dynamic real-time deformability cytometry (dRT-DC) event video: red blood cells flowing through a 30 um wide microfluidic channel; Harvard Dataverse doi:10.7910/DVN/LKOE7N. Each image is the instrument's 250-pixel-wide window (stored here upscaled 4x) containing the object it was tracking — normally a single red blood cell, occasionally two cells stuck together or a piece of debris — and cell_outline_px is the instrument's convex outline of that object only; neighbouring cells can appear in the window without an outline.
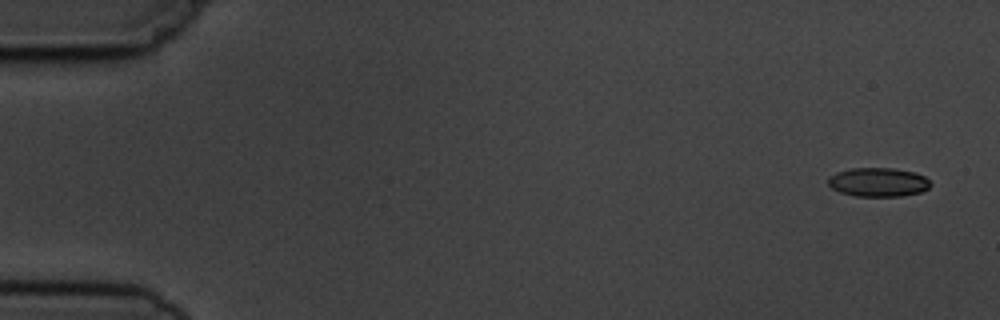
{"species": "common noctule bat (a hibernating species)", "species_latin": "Nyctalus noctula", "temperature_condition": "cold", "stored_images_in_passage": 5, "camera_frame_rate_fps": 3000, "um_per_image_px": 0.085, "animal": {"sex": "male", "body_mass_g": 19.5, "forearm_length_mm": 54.6}, "frame": {"image": 1, "passage_image": 1, "time_ms": 0.0, "image_size_px": [1000, 320], "cell_outline_px": [[932, 184], [928, 188], [920, 192], [900, 196], [856, 196], [840, 192], [832, 188], [828, 184], [828, 176], [836, 172], [852, 168], [892, 168], [912, 172], [924, 176]], "centroid_in_image_um": [74.62, 15.48], "position_along_channel_um": 10.4, "area_um2": 17.17}}
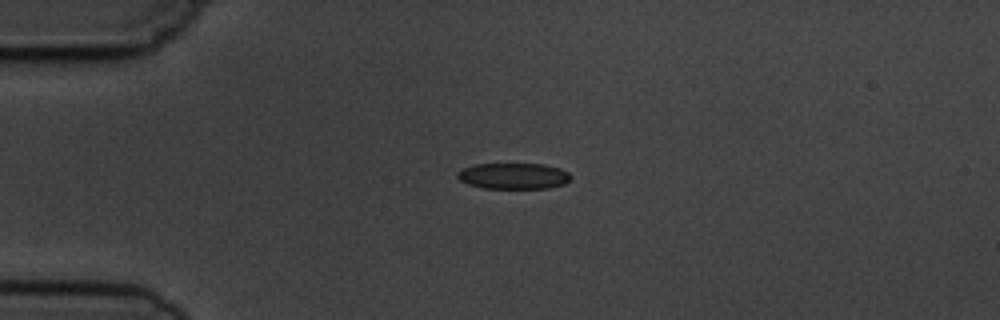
{"frame": {"image": 2, "passage_image": 4, "time_ms": 3.667, "image_size_px": [1000, 320], "cell_outline_px": [[572, 176], [564, 184], [548, 188], [484, 188], [468, 184], [460, 180], [456, 176], [456, 172], [464, 168], [476, 164], [544, 164], [560, 168], [568, 172]], "centroid_in_image_um": [43.65, 14.95], "position_along_channel_um": 41.4, "area_um2": 17.17}}